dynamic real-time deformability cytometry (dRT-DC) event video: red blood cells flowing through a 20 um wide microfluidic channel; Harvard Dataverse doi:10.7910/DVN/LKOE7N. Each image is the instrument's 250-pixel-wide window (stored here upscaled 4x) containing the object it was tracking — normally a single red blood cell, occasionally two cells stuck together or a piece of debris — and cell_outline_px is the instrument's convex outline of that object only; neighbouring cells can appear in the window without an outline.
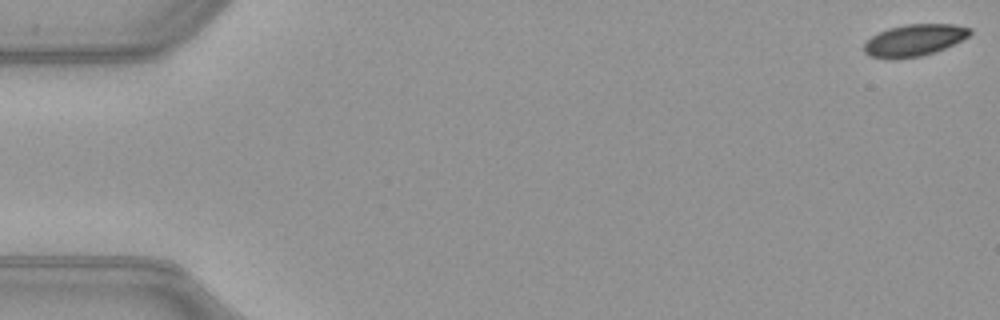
{"species": "common noctule bat (a hibernating species)", "species_latin": "Nyctalus noctula", "temperature_condition": "warm", "stored_images_in_passage": 52, "camera_frame_rate_fps": 3000, "um_per_image_px": 0.085, "animal": {"sex": "female", "body_mass_g": 21.9}, "frame": {"image": 1, "passage_image": 1, "time_ms": 0.0, "image_size_px": [1000, 320], "cell_outline_px": [[972, 32], [968, 36], [944, 48], [920, 56], [896, 60], [872, 56], [864, 52], [864, 44], [872, 36], [888, 28], [904, 24], [956, 24], [972, 28]], "centroid_in_image_um": [77.71, 3.41], "position_along_channel_um": 7.3, "area_um2": 19.48}}
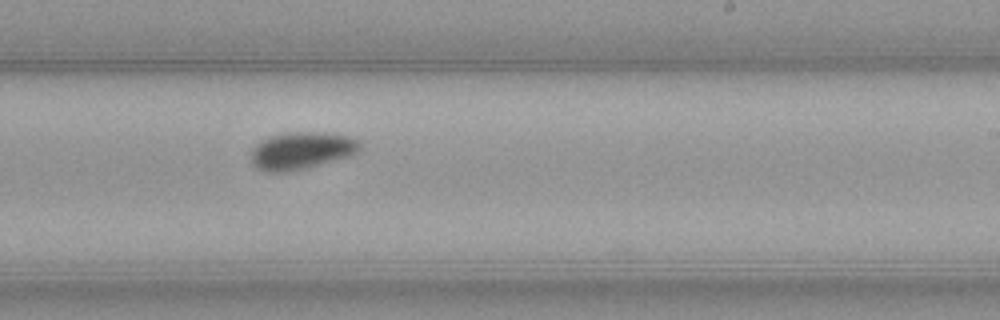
{"frame": {"image": 2, "passage_image": 32, "time_ms": 10.333, "image_size_px": [1000, 320], "cell_outline_px": [[360, 148], [352, 156], [288, 172], [264, 172], [256, 168], [252, 164], [252, 148], [260, 140], [272, 136], [288, 132], [332, 132], [348, 136], [356, 140], [360, 144]], "centroid_in_image_um": [25.61, 12.8], "position_along_channel_um": 263.4, "area_um2": 23.76}}
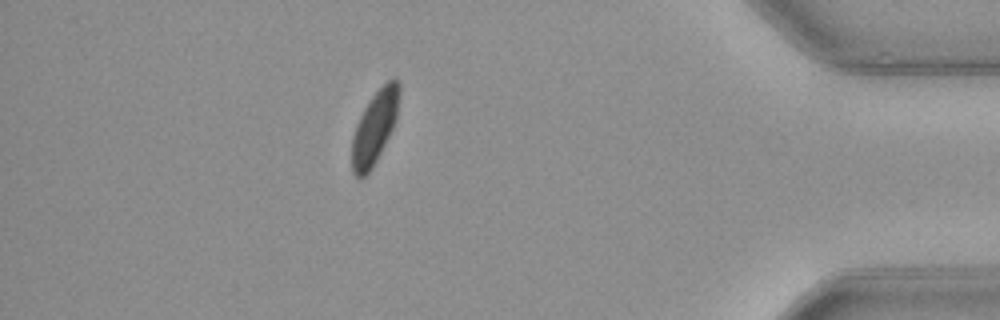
{"frame": {"image": 3, "passage_image": 46, "time_ms": 15.0, "image_size_px": [1000, 320], "cell_outline_px": [[400, 96], [396, 120], [372, 168], [360, 180], [352, 172], [352, 136], [356, 124], [364, 108], [372, 96], [392, 76], [396, 76], [400, 84]], "centroid_in_image_um": [31.85, 10.78], "position_along_channel_um": 403.3, "area_um2": 20.06}, "authors_computed_cell_mechanics": {"area_um2": 21.5305, "velocity_mm_per_s": 3.9869, "shape_relaxation_time_tau1_ms": 4.6549, "shape_relaxation_time_tau2_ms": null, "deformation_change_tau1": 0.0933, "deformation_change_tau2": null}}